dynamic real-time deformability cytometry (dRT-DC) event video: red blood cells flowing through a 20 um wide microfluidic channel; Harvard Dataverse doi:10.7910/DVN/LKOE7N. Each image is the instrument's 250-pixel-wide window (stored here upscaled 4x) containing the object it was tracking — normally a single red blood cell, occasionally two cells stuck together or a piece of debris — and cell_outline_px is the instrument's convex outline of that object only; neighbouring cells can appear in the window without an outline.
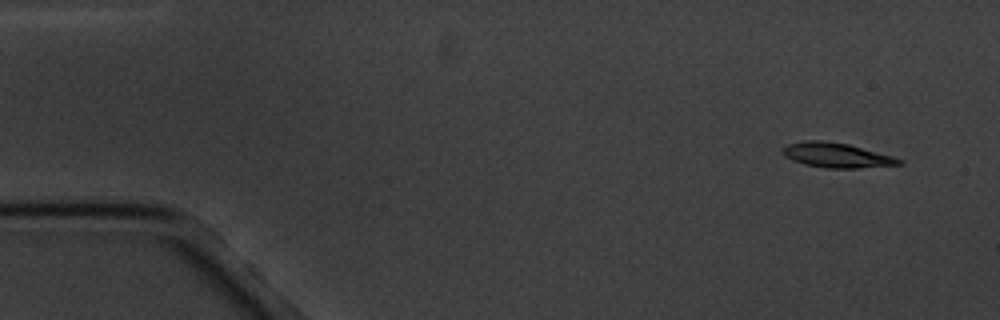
{"species": "common noctule bat (a hibernating species)", "species_latin": "Nyctalus noctula", "temperature_condition": "cold", "stored_images_in_passage": 6, "camera_frame_rate_fps": 3000, "um_per_image_px": 0.085, "animal": {"sex": "male", "body_mass_g": 20.1, "forearm_length_mm": 53.5}, "frame": {"image": 1, "passage_image": 6, "time_ms": 6.667, "image_size_px": [1000, 320], "cell_outline_px": [[904, 164], [860, 168], [824, 168], [804, 164], [792, 160], [784, 156], [780, 152], [780, 148], [788, 144], [804, 140], [820, 140], [848, 144], [892, 156], [904, 160]], "centroid_in_image_um": [71.07, 13.2], "position_along_channel_um": 13.9, "area_um2": 16.94}}